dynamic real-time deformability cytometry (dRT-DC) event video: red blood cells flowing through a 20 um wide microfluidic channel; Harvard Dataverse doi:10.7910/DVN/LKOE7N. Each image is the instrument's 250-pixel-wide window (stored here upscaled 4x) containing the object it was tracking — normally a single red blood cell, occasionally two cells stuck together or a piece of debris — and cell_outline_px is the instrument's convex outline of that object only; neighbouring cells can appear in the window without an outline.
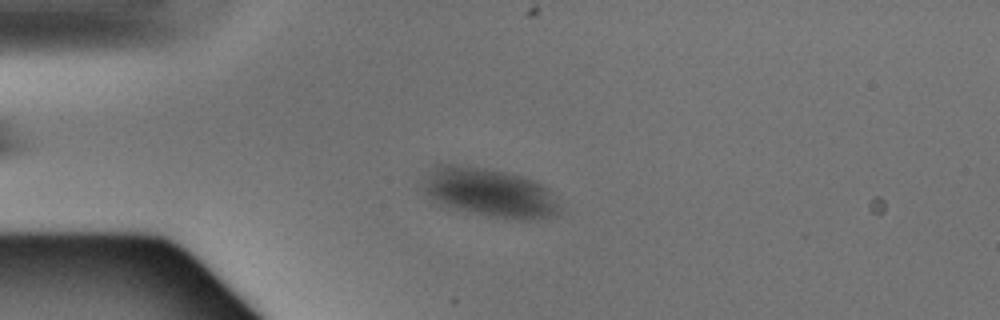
{"species": "Egyptian fruit bat (a non-hibernating species)", "species_latin": "Rousettus aegyptiacus", "temperature_condition": "warm", "stored_images_in_passage": 3, "camera_frame_rate_fps": 3000, "um_per_image_px": 0.085, "animal": {"sex": "male"}, "frame": {"image": 1, "passage_image": 2, "time_ms": 0.333, "image_size_px": [1000, 320], "cell_outline_px": [[560, 212], [552, 216], [536, 220], [516, 220], [488, 216], [440, 208], [416, 188], [432, 164], [456, 164], [488, 168], [520, 176], [532, 180], [548, 188]], "centroid_in_image_um": [41.39, 16.38], "position_along_channel_um": 43.6, "area_um2": 40.34}}